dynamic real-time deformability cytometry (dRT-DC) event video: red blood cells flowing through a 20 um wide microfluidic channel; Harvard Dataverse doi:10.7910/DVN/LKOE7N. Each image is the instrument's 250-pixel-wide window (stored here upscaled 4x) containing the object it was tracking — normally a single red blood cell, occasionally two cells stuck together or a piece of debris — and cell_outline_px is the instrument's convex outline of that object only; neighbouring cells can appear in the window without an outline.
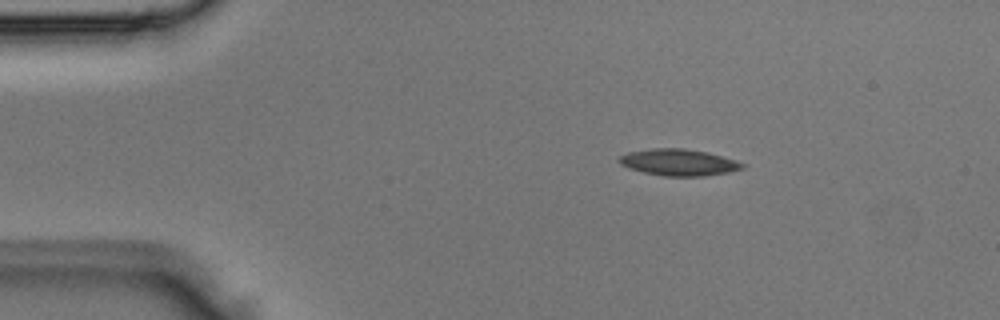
{"species": "Egyptian fruit bat (a non-hibernating species)", "species_latin": "Rousettus aegyptiacus", "temperature_condition": "room temperature", "stored_images_in_passage": 2, "camera_frame_rate_fps": 3000, "um_per_image_px": 0.085, "animal": {"sex": "male"}, "frame": {"image": 1, "passage_image": 1, "time_ms": 0.0, "image_size_px": [1000, 320], "cell_outline_px": [[748, 164], [744, 168], [728, 172], [704, 176], [664, 176], [644, 172], [628, 168], [620, 164], [616, 160], [620, 156], [628, 152], [652, 148], [684, 148], [708, 152], [736, 160]], "centroid_in_image_um": [57.7, 13.79], "position_along_channel_um": 27.3, "area_um2": 19.25}}